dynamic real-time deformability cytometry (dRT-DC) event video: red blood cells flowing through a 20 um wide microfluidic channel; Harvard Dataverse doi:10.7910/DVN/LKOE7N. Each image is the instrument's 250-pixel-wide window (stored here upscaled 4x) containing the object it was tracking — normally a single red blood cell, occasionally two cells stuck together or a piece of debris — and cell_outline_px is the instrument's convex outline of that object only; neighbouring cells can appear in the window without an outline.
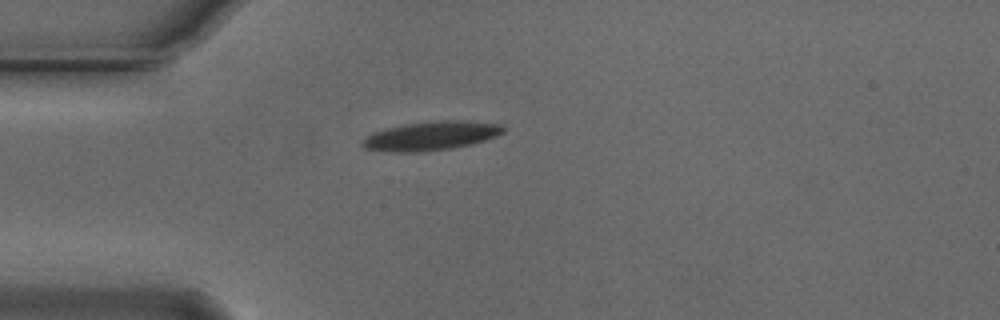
{"species": "Egyptian fruit bat (a non-hibernating species)", "species_latin": "Rousettus aegyptiacus", "temperature_condition": "cold", "stored_images_in_passage": 41, "camera_frame_rate_fps": 3000, "um_per_image_px": 0.085, "animal": {"sex": "male"}, "frame": {"image": 1, "passage_image": 1, "time_ms": 0.0, "image_size_px": [1000, 320], "cell_outline_px": [[508, 128], [504, 132], [496, 136], [472, 144], [452, 148], [420, 152], [392, 152], [364, 148], [360, 144], [372, 132], [384, 128], [404, 124], [444, 120], [468, 120], [500, 124]], "centroid_in_image_um": [36.67, 11.54], "position_along_channel_um": 48.3, "area_um2": 23.87}}
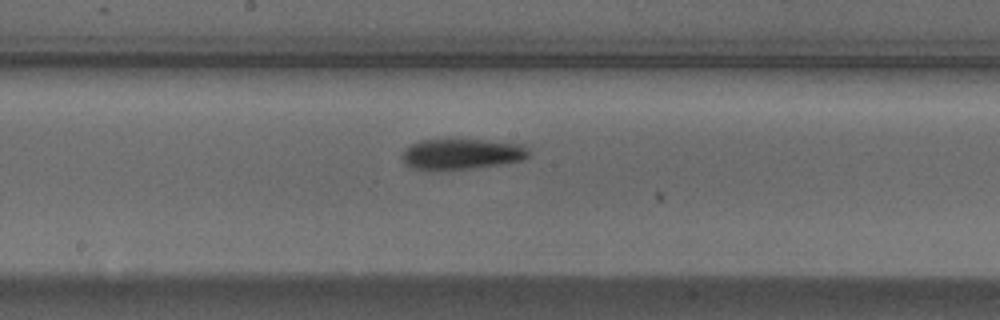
{"frame": {"image": 2, "passage_image": 15, "time_ms": 4.667, "image_size_px": [1000, 320], "cell_outline_px": [[532, 152], [524, 160], [500, 164], [472, 168], [412, 168], [404, 164], [400, 156], [404, 148], [420, 140], [484, 140], [524, 144]], "centroid_in_image_um": [39.28, 13.07], "position_along_channel_um": 208.9, "area_um2": 22.37}}
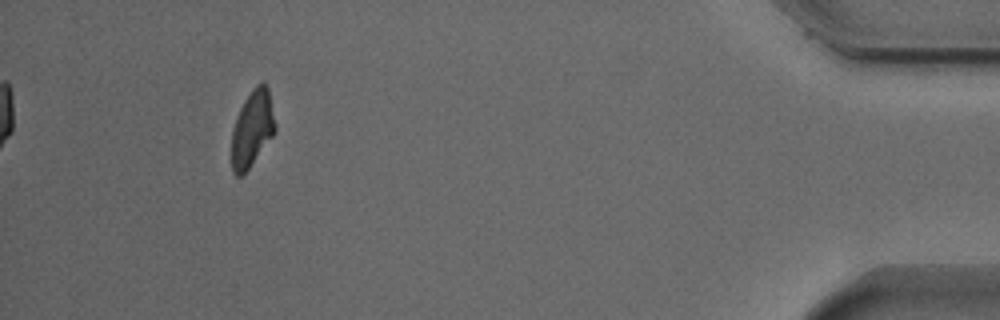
{"frame": {"image": 3, "passage_image": 37, "time_ms": 12.0, "image_size_px": [1000, 320], "cell_outline_px": [[276, 132], [244, 176], [236, 176], [232, 172], [232, 128], [240, 108], [244, 100], [252, 88], [260, 80], [264, 80], [268, 88], [276, 124]], "centroid_in_image_um": [21.45, 10.94], "position_along_channel_um": 413.7, "area_um2": 19.83}, "authors_computed_cell_mechanics": {"area_um2": 22.0796, "velocity_mm_per_s": 3.7237, "shape_relaxation_time_tau1_ms": 2.4562, "shape_relaxation_time_tau2_ms": 6.1956, "deformation_change_tau1": 0.1325, "deformation_change_tau2": 0.1416}}